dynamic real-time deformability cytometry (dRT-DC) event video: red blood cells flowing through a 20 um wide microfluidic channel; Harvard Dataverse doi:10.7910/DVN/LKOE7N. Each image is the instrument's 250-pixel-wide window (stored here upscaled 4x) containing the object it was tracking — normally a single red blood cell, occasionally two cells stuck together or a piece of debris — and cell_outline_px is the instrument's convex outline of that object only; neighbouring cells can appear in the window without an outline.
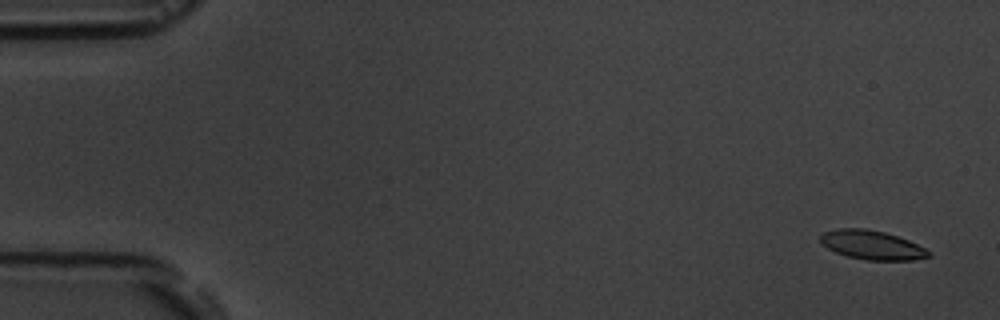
{"species": "common noctule bat (a hibernating species)", "species_latin": "Nyctalus noctula", "temperature_condition": "room temperature", "stored_images_in_passage": 5, "camera_frame_rate_fps": 3000, "um_per_image_px": 0.085, "animal": {"sex": "male", "body_mass_g": 19.5, "forearm_length_mm": 54.6}, "frame": {"image": 1, "passage_image": 1, "time_ms": 0.0, "image_size_px": [1000, 320], "cell_outline_px": [[932, 256], [916, 260], [868, 260], [848, 256], [836, 252], [820, 244], [820, 236], [824, 232], [836, 228], [864, 228], [884, 232], [908, 240], [932, 252]], "centroid_in_image_um": [74.11, 20.82], "position_along_channel_um": 10.9, "area_um2": 18.32}}
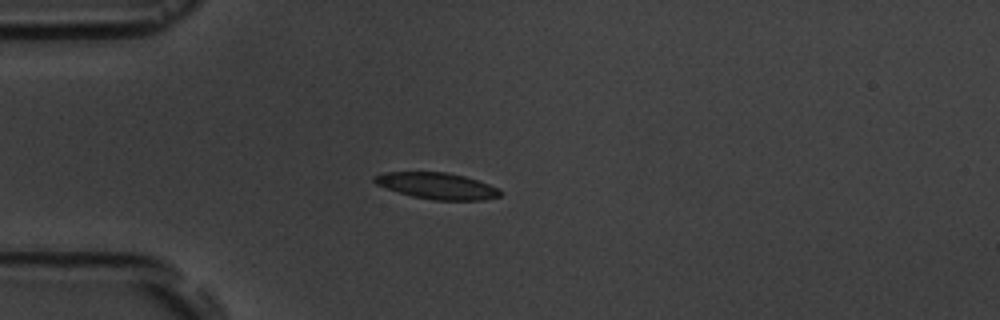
{"frame": {"image": 2, "passage_image": 5, "time_ms": 4.333, "image_size_px": [1000, 320], "cell_outline_px": [[504, 192], [500, 196], [484, 200], [432, 200], [412, 196], [376, 184], [372, 180], [372, 176], [384, 172], [448, 172], [464, 176], [488, 184]], "centroid_in_image_um": [37.14, 15.79], "position_along_channel_um": 47.9, "area_um2": 19.25}}